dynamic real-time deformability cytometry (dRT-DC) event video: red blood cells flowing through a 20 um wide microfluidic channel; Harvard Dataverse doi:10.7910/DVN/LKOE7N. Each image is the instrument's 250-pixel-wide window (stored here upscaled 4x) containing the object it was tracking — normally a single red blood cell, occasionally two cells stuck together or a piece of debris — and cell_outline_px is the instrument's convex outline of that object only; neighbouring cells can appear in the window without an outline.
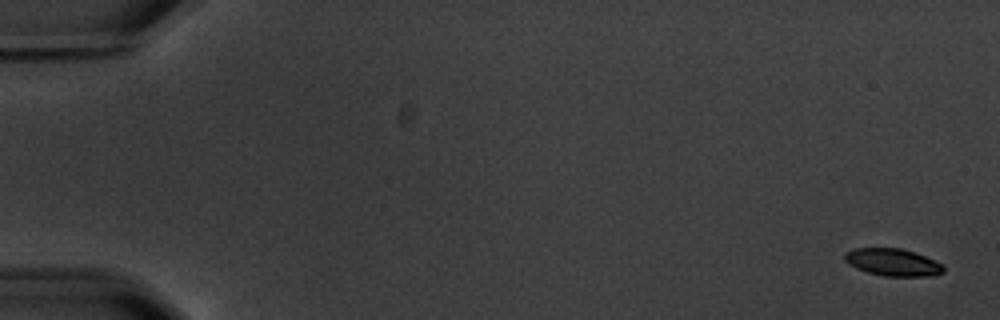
{"species": "common noctule bat (a hibernating species)", "species_latin": "Nyctalus noctula", "temperature_condition": "warm", "stored_images_in_passage": 5, "camera_frame_rate_fps": 3000, "um_per_image_px": 0.085, "animal": {"sex": "male", "body_mass_g": 20.1, "forearm_length_mm": 53.5}, "frame": {"image": 1, "passage_image": 1, "time_ms": 0.0, "image_size_px": [1000, 320], "cell_outline_px": [[944, 272], [932, 276], [884, 276], [868, 272], [856, 268], [848, 264], [844, 260], [844, 252], [852, 248], [900, 248], [924, 256], [944, 264]], "centroid_in_image_um": [75.86, 22.29], "position_along_channel_um": 9.1, "area_um2": 15.78}}
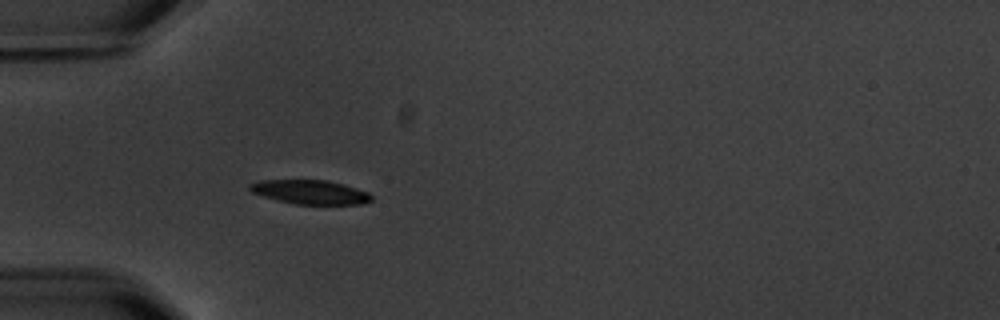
{"frame": {"image": 2, "passage_image": 5, "time_ms": 5.667, "image_size_px": [1000, 320], "cell_outline_px": [[372, 200], [364, 204], [296, 204], [276, 200], [252, 192], [248, 188], [248, 184], [260, 180], [324, 180], [344, 184], [368, 192], [372, 196]], "centroid_in_image_um": [26.37, 16.32], "position_along_channel_um": 58.6, "area_um2": 17.05}}